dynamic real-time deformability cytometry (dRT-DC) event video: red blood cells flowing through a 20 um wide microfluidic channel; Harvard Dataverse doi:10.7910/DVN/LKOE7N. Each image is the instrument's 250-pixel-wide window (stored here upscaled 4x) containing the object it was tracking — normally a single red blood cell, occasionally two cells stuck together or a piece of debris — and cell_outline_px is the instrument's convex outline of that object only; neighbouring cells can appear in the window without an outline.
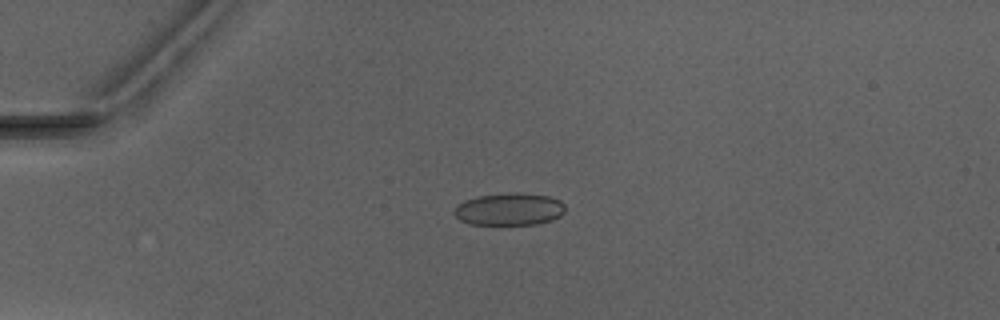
{"species": "Egyptian fruit bat (a non-hibernating species)", "species_latin": "Rousettus aegyptiacus", "temperature_condition": "warm", "stored_images_in_passage": 5, "camera_frame_rate_fps": 3000, "um_per_image_px": 0.085, "animal": {"sex": "male"}, "frame": {"image": 1, "passage_image": 4, "time_ms": 3.667, "image_size_px": [1000, 320], "cell_outline_px": [[564, 212], [560, 216], [552, 220], [536, 224], [468, 224], [460, 220], [452, 212], [456, 204], [464, 200], [476, 196], [504, 192], [524, 192], [548, 196], [560, 200], [564, 204]], "centroid_in_image_um": [43.26, 17.76], "position_along_channel_um": 41.7, "area_um2": 21.33}}